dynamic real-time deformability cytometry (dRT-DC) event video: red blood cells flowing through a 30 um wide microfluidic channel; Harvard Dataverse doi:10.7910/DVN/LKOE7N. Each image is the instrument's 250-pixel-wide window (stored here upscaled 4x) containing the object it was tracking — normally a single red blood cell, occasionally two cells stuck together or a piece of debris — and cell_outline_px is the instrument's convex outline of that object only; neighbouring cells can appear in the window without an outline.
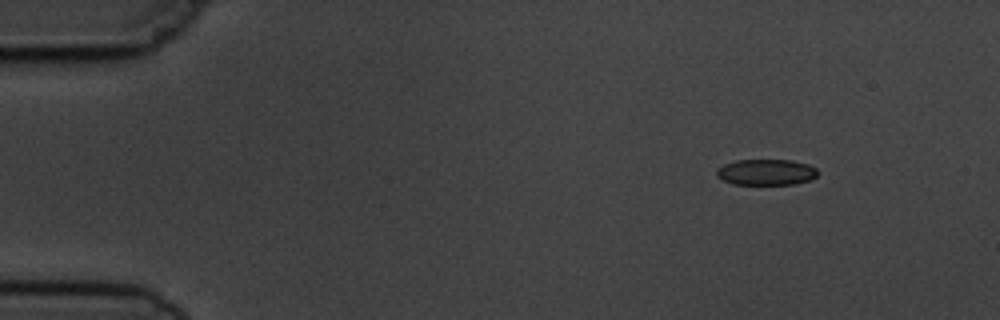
{"species": "common noctule bat (a hibernating species)", "species_latin": "Nyctalus noctula", "temperature_condition": "cold", "stored_images_in_passage": 3, "camera_frame_rate_fps": 3000, "um_per_image_px": 0.085, "animal": {"sex": "male", "body_mass_g": 19.5, "forearm_length_mm": 54.6}, "frame": {"image": 1, "passage_image": 1, "time_ms": 0.0, "image_size_px": [1000, 320], "cell_outline_px": [[820, 172], [816, 176], [808, 180], [796, 184], [732, 184], [716, 176], [716, 168], [724, 164], [736, 160], [792, 160], [808, 164], [816, 168]], "centroid_in_image_um": [65.12, 14.63], "position_along_channel_um": 19.9, "area_um2": 15.37}}